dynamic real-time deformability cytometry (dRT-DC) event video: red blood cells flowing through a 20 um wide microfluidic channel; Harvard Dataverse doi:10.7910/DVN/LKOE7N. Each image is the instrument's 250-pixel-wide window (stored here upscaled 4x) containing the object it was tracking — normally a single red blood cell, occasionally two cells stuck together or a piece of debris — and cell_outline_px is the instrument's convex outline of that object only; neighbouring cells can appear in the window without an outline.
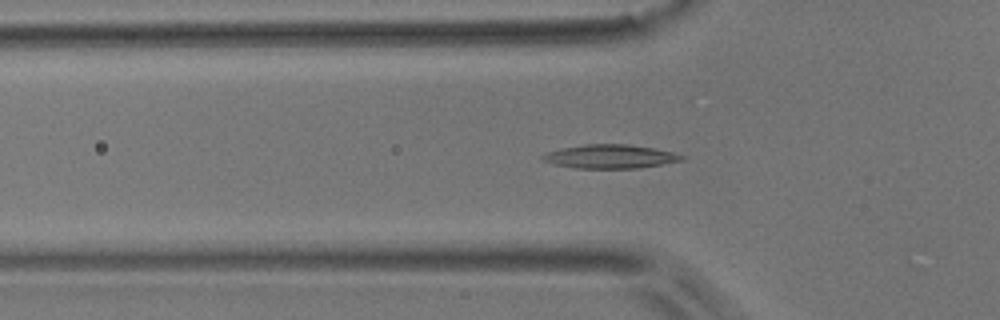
{"species": "common noctule bat (a hibernating species)", "species_latin": "Nyctalus noctula", "temperature_condition": "room temperature", "stored_images_in_passage": 48, "camera_frame_rate_fps": 3000, "um_per_image_px": 0.085, "animal": {"sex": "male", "body_mass_g": 17.9}, "frame": {"image": 1, "passage_image": 11, "time_ms": 3.333, "image_size_px": [1000, 320], "cell_outline_px": [[684, 160], [640, 168], [572, 168], [552, 164], [544, 160], [540, 156], [548, 152], [560, 148], [584, 144], [628, 144], [652, 148], [672, 152], [684, 156]], "centroid_in_image_um": [51.83, 13.3], "position_along_channel_um": 74.0, "area_um2": 19.25}}
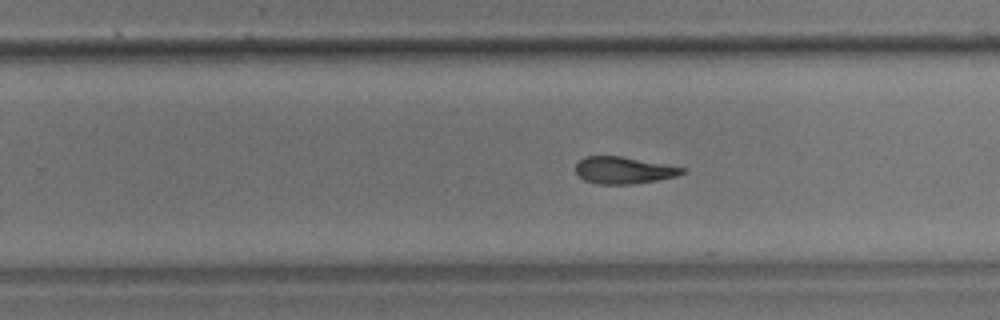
{"frame": {"image": 2, "passage_image": 27, "time_ms": 8.667, "image_size_px": [1000, 320], "cell_outline_px": [[684, 172], [676, 176], [656, 180], [632, 184], [600, 184], [584, 180], [576, 172], [576, 164], [584, 156], [620, 156], [684, 168]], "centroid_in_image_um": [52.96, 14.47], "position_along_channel_um": 276.8, "area_um2": 16.36}}
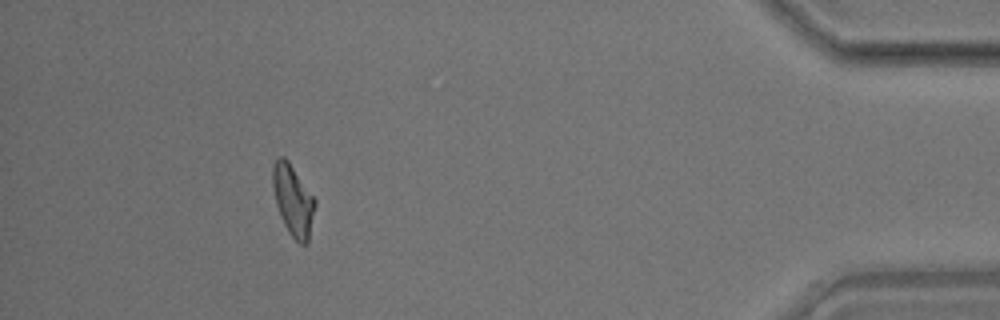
{"frame": {"image": 3, "passage_image": 42, "time_ms": 13.667, "image_size_px": [1000, 320], "cell_outline_px": [[316, 204], [308, 244], [300, 244], [288, 232], [280, 216], [276, 204], [272, 184], [272, 164], [280, 156], [284, 156], [288, 160], [316, 200]], "centroid_in_image_um": [24.91, 17.03], "position_along_channel_um": 410.3, "area_um2": 17.57}, "authors_computed_cell_mechanics": {"area_um2": 17.5712, "velocity_mm_per_s": 3.7961, "shape_relaxation_time_tau1_ms": null, "shape_relaxation_time_tau2_ms": 6.4313, "deformation_change_tau1": null, "deformation_change_tau2": 0.1481}}